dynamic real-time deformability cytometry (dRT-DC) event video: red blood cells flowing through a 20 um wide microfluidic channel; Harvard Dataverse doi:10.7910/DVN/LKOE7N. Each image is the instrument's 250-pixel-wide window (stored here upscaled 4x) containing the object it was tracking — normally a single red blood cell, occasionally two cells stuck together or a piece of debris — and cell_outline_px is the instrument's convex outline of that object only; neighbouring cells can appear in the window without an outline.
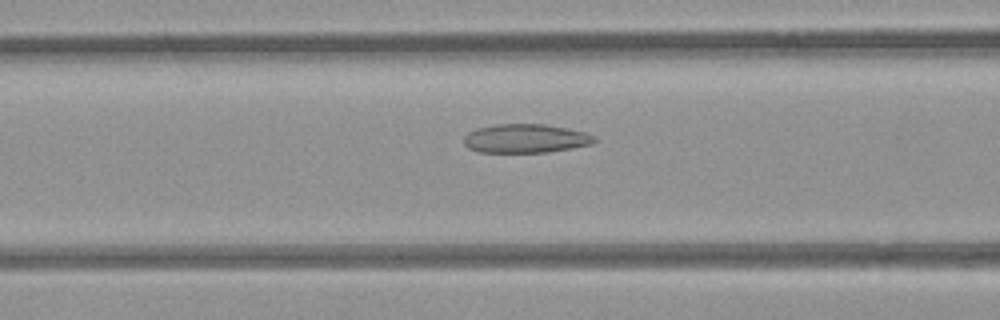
{"species": "common noctule bat (a hibernating species)", "species_latin": "Nyctalus noctula", "temperature_condition": "room temperature", "stored_images_in_passage": 42, "camera_frame_rate_fps": 3000, "um_per_image_px": 0.085, "animal": {"sex": "female", "body_mass_g": 21.9}, "frame": {"image": 1, "passage_image": 10, "time_ms": 3.0, "image_size_px": [1000, 320], "cell_outline_px": [[596, 140], [592, 144], [572, 148], [548, 152], [480, 152], [468, 148], [464, 144], [464, 136], [468, 132], [476, 128], [496, 124], [544, 124], [568, 128], [584, 132], [596, 136]], "centroid_in_image_um": [44.67, 11.77], "position_along_channel_um": 121.9, "area_um2": 22.02}}
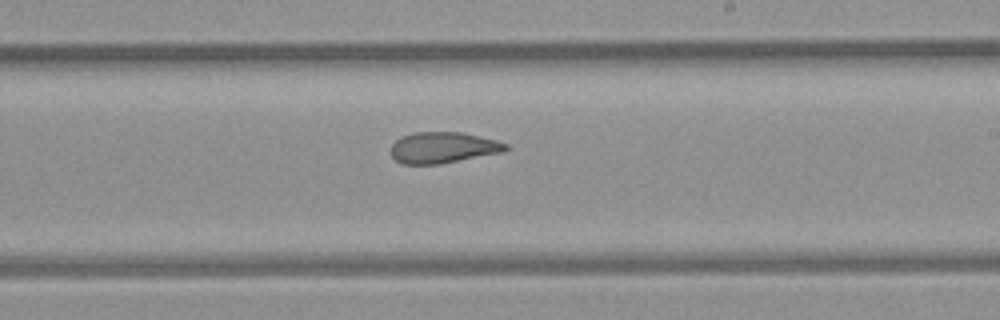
{"frame": {"image": 2, "passage_image": 20, "time_ms": 6.333, "image_size_px": [1000, 320], "cell_outline_px": [[512, 148], [504, 152], [440, 164], [404, 164], [396, 160], [392, 156], [392, 144], [400, 136], [412, 132], [464, 132], [496, 140], [508, 144]], "centroid_in_image_um": [37.7, 12.54], "position_along_channel_um": 251.3, "area_um2": 21.04}}
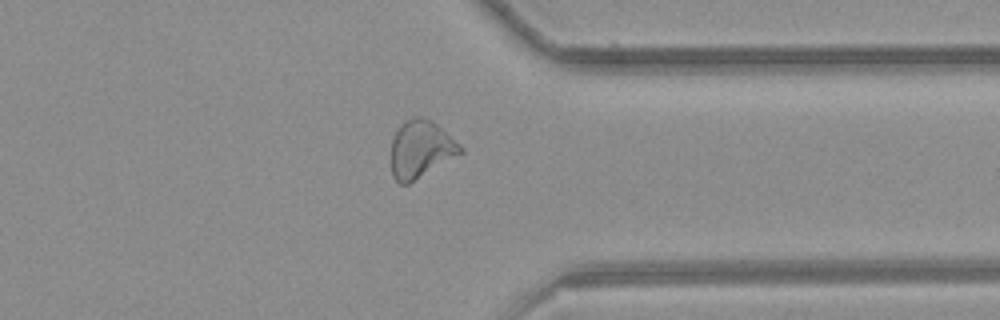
{"frame": {"image": 3, "passage_image": 30, "time_ms": 9.667, "image_size_px": [1000, 320], "cell_outline_px": [[464, 152], [408, 184], [400, 184], [392, 176], [392, 140], [400, 124], [404, 120], [412, 116], [420, 116], [432, 120], [460, 144], [464, 148]], "centroid_in_image_um": [35.77, 12.66], "position_along_channel_um": 375.6, "area_um2": 23.18}, "authors_computed_cell_mechanics": {"area_um2": 21.8773, "velocity_mm_per_s": 3.8758, "shape_relaxation_time_tau1_ms": null, "shape_relaxation_time_tau2_ms": 2.3452, "deformation_change_tau1": null, "deformation_change_tau2": 0.0914}}